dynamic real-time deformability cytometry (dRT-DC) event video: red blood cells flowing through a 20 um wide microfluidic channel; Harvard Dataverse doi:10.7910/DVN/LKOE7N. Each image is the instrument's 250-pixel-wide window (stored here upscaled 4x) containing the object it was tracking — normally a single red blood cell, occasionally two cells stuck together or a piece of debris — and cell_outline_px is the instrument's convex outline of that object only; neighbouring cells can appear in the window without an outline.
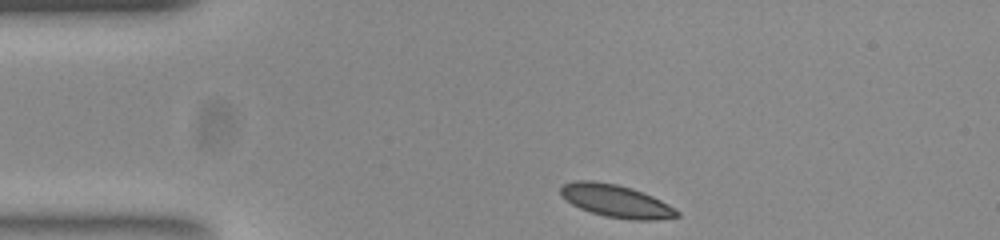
{"species": "common noctule bat (a hibernating species)", "species_latin": "Nyctalus noctula", "temperature_condition": "room temperature", "stored_images_in_passage": 35, "camera_frame_rate_fps": 3000, "um_per_image_px": 0.085, "animal": {"sex": "female", "body_mass_g": 23.0, "forearm_length_mm": 53.4}, "frame": {"image": 1, "passage_image": 1, "time_ms": 0.0, "image_size_px": [1000, 240], "cell_outline_px": [[680, 216], [656, 220], [632, 220], [604, 216], [580, 208], [572, 204], [560, 196], [560, 188], [564, 184], [576, 180], [592, 180], [616, 184], [632, 188], [652, 196], [668, 204], [680, 212]], "centroid_in_image_um": [52.36, 17.08], "position_along_channel_um": 32.6, "area_um2": 22.14}}
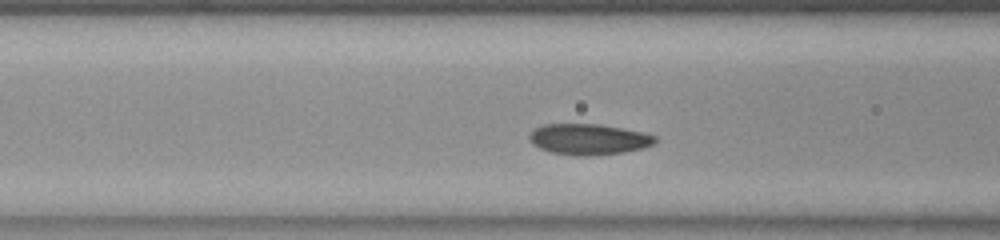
{"frame": {"image": 2, "passage_image": 11, "time_ms": 3.333, "image_size_px": [1000, 240], "cell_outline_px": [[656, 140], [652, 144], [644, 148], [624, 152], [592, 156], [576, 156], [552, 152], [540, 148], [532, 144], [528, 136], [536, 128], [544, 124], [600, 124], [640, 132], [656, 136]], "centroid_in_image_um": [50.02, 11.85], "position_along_channel_um": 116.6, "area_um2": 22.48}}
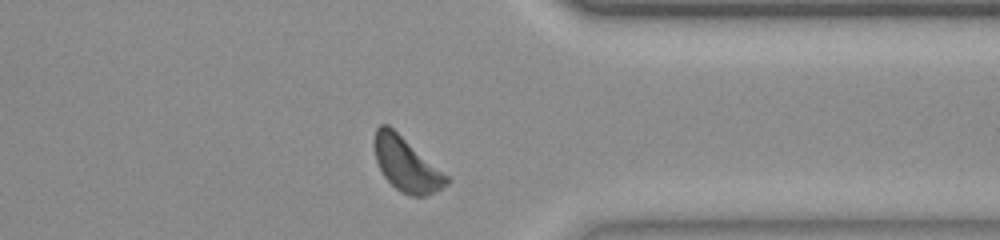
{"frame": {"image": 3, "passage_image": 32, "time_ms": 10.333, "image_size_px": [1000, 240], "cell_outline_px": [[448, 184], [428, 196], [408, 196], [400, 192], [384, 176], [376, 160], [372, 144], [376, 128], [380, 124], [388, 124], [448, 176]], "centroid_in_image_um": [34.5, 13.97], "position_along_channel_um": 376.9, "area_um2": 22.6}, "authors_computed_cell_mechanics": {"area_um2": 22.1952, "velocity_mm_per_s": 3.8269, "shape_relaxation_time_tau1_ms": 1.1009, "shape_relaxation_time_tau2_ms": null, "deformation_change_tau1": 0.0622, "deformation_change_tau2": null}}